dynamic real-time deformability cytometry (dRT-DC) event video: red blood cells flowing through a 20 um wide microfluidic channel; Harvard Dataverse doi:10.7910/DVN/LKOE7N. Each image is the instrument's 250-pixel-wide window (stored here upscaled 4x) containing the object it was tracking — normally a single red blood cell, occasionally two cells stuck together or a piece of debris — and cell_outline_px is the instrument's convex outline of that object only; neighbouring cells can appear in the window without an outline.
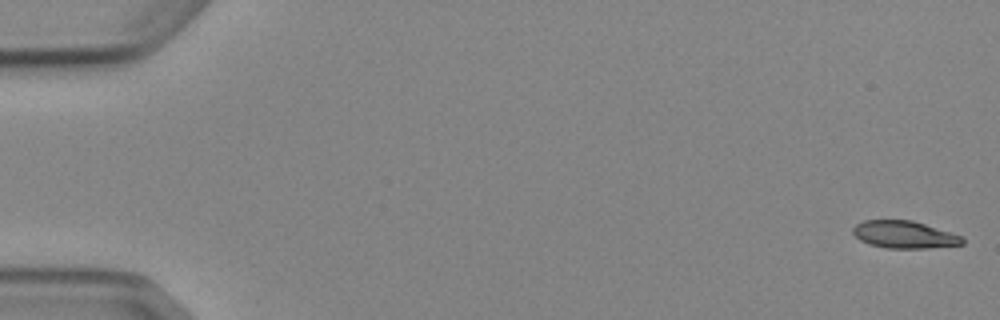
{"species": "Egyptian fruit bat (a non-hibernating species)", "species_latin": "Rousettus aegyptiacus", "temperature_condition": "cold", "stored_images_in_passage": 6, "camera_frame_rate_fps": 3000, "um_per_image_px": 0.085, "animal": {"sex": "female"}, "frame": {"image": 1, "passage_image": 1, "time_ms": 0.0, "image_size_px": [1000, 320], "cell_outline_px": [[964, 244], [928, 248], [888, 248], [868, 244], [860, 240], [852, 232], [852, 228], [856, 224], [864, 220], [912, 220], [964, 236]], "centroid_in_image_um": [76.88, 19.94], "position_along_channel_um": 8.1, "area_um2": 17.51}}
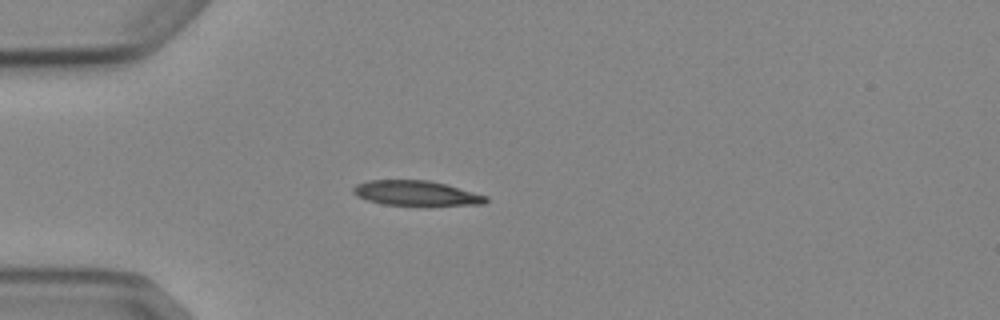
{"frame": {"image": 2, "passage_image": 5, "time_ms": 4.667, "image_size_px": [1000, 320], "cell_outline_px": [[488, 200], [484, 204], [384, 204], [368, 200], [356, 196], [352, 192], [352, 188], [356, 184], [368, 180], [428, 180], [444, 184], [488, 196]], "centroid_in_image_um": [35.31, 16.39], "position_along_channel_um": 49.7, "area_um2": 18.73}}